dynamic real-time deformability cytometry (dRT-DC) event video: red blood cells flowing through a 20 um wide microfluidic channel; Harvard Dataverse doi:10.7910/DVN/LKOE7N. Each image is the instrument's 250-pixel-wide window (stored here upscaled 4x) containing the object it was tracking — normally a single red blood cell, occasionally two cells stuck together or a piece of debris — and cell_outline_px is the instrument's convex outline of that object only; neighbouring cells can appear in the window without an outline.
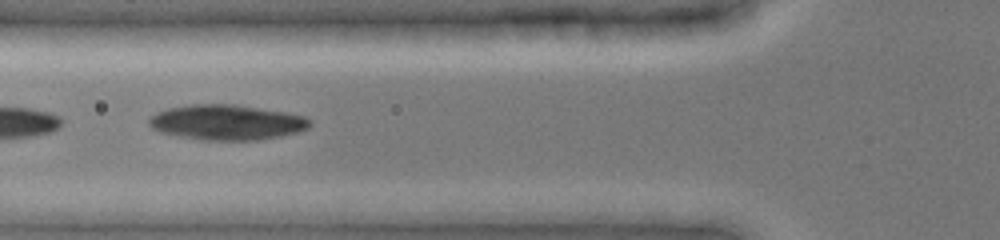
{"species": "common noctule bat (a hibernating species)", "species_latin": "Nyctalus noctula", "temperature_condition": "cold", "stored_images_in_passage": 16, "camera_frame_rate_fps": 3000, "um_per_image_px": 0.085, "animal": {"sex": "female", "body_mass_g": 19.0, "forearm_length_mm": 51.5}, "frame": {"image": 1, "passage_image": 7, "time_ms": 5.333, "image_size_px": [1000, 240], "cell_outline_px": [[312, 124], [308, 128], [296, 132], [280, 136], [260, 140], [200, 140], [160, 132], [152, 128], [148, 124], [148, 120], [156, 112], [168, 108], [188, 104], [236, 104], [284, 112], [304, 116], [312, 120]], "centroid_in_image_um": [19.27, 10.39], "position_along_channel_um": 106.5, "area_um2": 33.12}}